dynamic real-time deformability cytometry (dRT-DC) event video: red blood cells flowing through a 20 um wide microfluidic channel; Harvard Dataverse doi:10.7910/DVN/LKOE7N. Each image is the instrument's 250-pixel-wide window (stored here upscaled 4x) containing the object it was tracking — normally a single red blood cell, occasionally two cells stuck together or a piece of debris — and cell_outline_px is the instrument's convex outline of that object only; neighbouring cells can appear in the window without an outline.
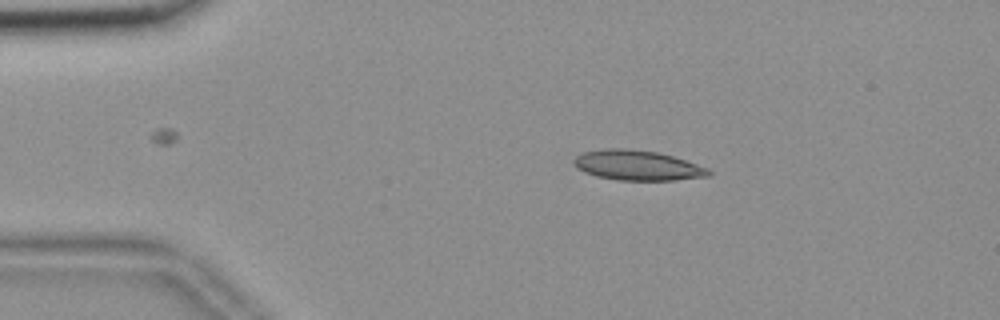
{"species": "common noctule bat (a hibernating species)", "species_latin": "Nyctalus noctula", "temperature_condition": "room temperature", "stored_images_in_passage": 40, "camera_frame_rate_fps": 3000, "um_per_image_px": 0.085, "animal": {"sex": "female", "body_mass_g": 18.4}, "frame": {"image": 1, "passage_image": 1, "time_ms": 0.0, "image_size_px": [1000, 320], "cell_outline_px": [[712, 176], [676, 180], [616, 180], [596, 176], [584, 172], [576, 168], [572, 164], [572, 160], [576, 156], [584, 152], [604, 148], [628, 148], [656, 152], [672, 156], [708, 168], [712, 172]], "centroid_in_image_um": [54.15, 14.06], "position_along_channel_um": 30.8, "area_um2": 23.76}}
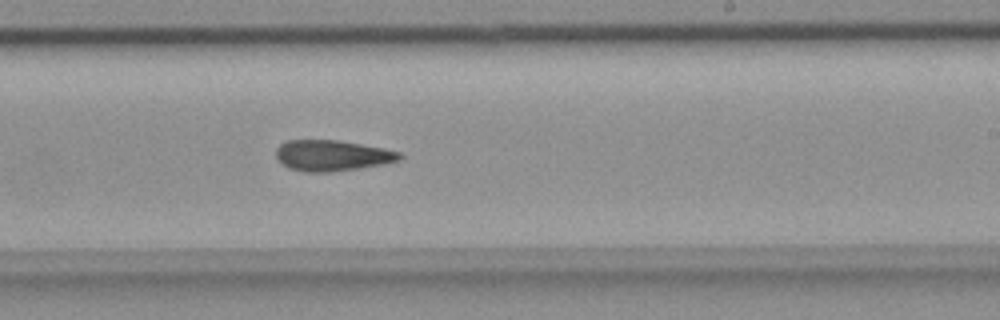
{"frame": {"image": 2, "passage_image": 24, "time_ms": 7.667, "image_size_px": [1000, 320], "cell_outline_px": [[404, 156], [400, 160], [384, 164], [360, 168], [328, 172], [304, 172], [288, 168], [276, 156], [276, 148], [280, 144], [288, 140], [336, 140], [384, 148], [400, 152]], "centroid_in_image_um": [28.25, 13.22], "position_along_channel_um": 260.8, "area_um2": 22.2}}
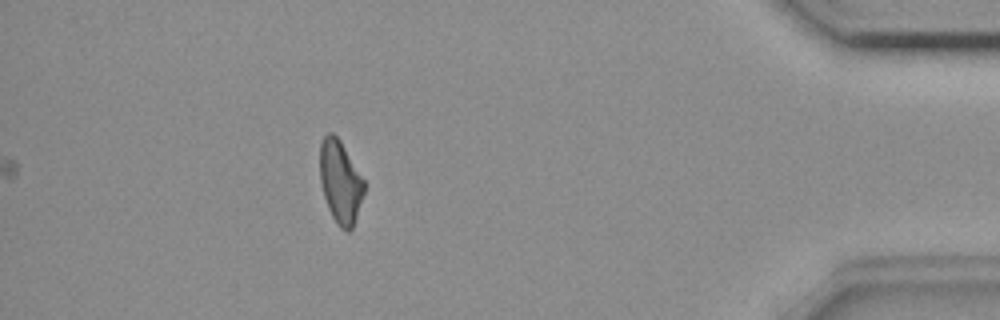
{"frame": {"image": 3, "passage_image": 40, "time_ms": 13.0, "image_size_px": [1000, 320], "cell_outline_px": [[364, 192], [352, 228], [348, 232], [340, 228], [336, 224], [328, 208], [324, 196], [320, 180], [320, 144], [324, 136], [328, 132], [332, 132], [340, 140], [364, 180]], "centroid_in_image_um": [28.91, 15.46], "position_along_channel_um": 406.3, "area_um2": 21.1}}